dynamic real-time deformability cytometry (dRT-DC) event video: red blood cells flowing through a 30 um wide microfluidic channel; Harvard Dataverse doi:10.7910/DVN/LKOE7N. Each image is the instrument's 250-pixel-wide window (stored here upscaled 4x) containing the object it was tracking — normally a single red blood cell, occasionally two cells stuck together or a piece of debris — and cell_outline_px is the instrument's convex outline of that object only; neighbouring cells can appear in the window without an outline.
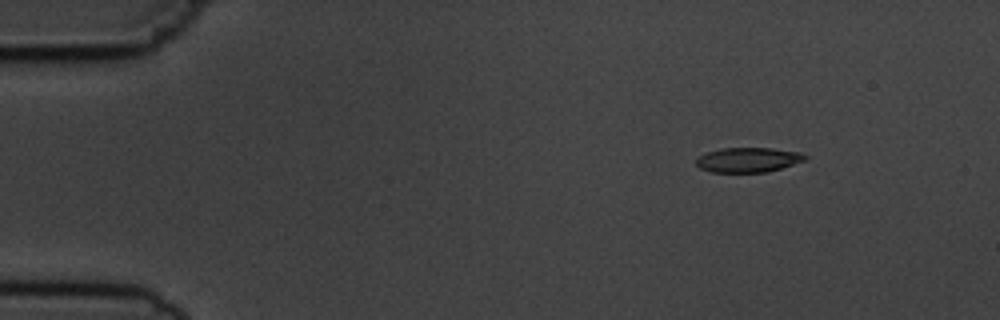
{"species": "common noctule bat (a hibernating species)", "species_latin": "Nyctalus noctula", "temperature_condition": "cold", "stored_images_in_passage": 3, "camera_frame_rate_fps": 3000, "um_per_image_px": 0.085, "animal": {"sex": "male", "body_mass_g": 19.5, "forearm_length_mm": 54.6}, "frame": {"image": 1, "passage_image": 1, "time_ms": 0.0, "image_size_px": [1000, 320], "cell_outline_px": [[808, 156], [804, 160], [768, 172], [712, 172], [700, 168], [696, 164], [696, 156], [720, 148], [772, 148], [800, 152]], "centroid_in_image_um": [63.56, 13.58], "position_along_channel_um": 21.4, "area_um2": 15.66}}